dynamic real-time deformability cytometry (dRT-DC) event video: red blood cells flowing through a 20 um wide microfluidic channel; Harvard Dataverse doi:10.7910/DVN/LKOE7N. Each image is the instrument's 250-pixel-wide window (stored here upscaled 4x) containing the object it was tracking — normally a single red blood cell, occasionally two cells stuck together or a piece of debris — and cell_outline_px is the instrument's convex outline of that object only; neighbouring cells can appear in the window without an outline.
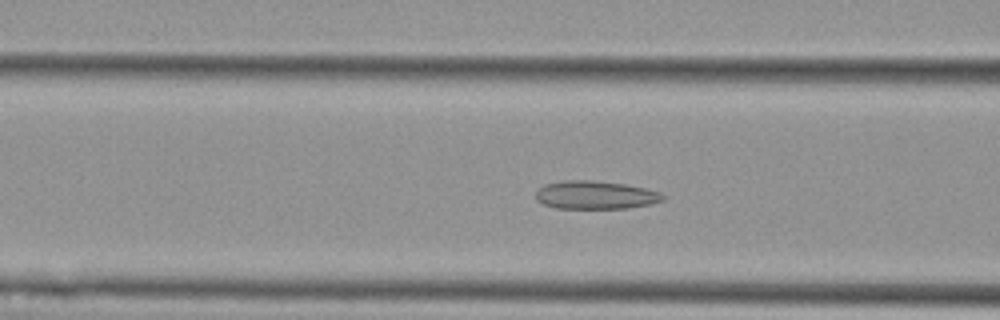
{"species": "Egyptian fruit bat (a non-hibernating species)", "species_latin": "Rousettus aegyptiacus", "temperature_condition": "cold", "stored_images_in_passage": 48, "camera_frame_rate_fps": 3000, "um_per_image_px": 0.085, "animal": {"sex": "female"}, "frame": {"image": 1, "passage_image": 19, "time_ms": 6.0, "image_size_px": [1000, 320], "cell_outline_px": [[664, 200], [648, 204], [628, 208], [556, 208], [544, 204], [536, 200], [536, 192], [544, 184], [564, 180], [592, 180], [624, 184], [644, 188], [660, 192], [664, 196]], "centroid_in_image_um": [50.58, 16.57], "position_along_channel_um": 116.0, "area_um2": 20.75}}
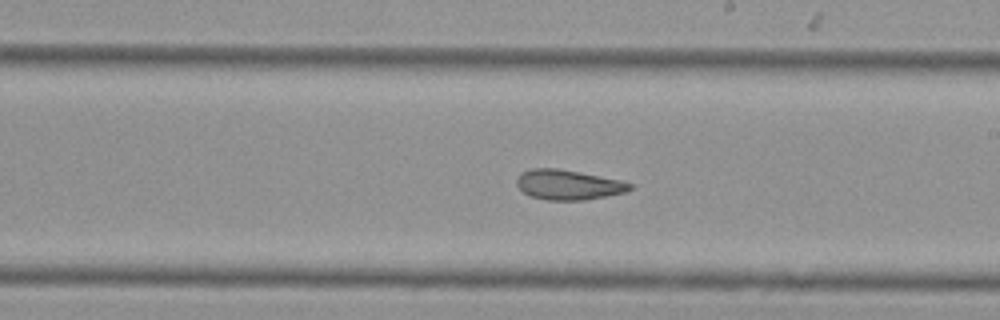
{"frame": {"image": 2, "passage_image": 29, "time_ms": 9.333, "image_size_px": [1000, 320], "cell_outline_px": [[632, 188], [624, 192], [604, 196], [580, 200], [548, 200], [532, 196], [524, 192], [516, 184], [516, 180], [520, 172], [532, 168], [556, 168], [580, 172], [620, 180], [632, 184]], "centroid_in_image_um": [48.26, 15.69], "position_along_channel_um": 240.7, "area_um2": 19.48}}
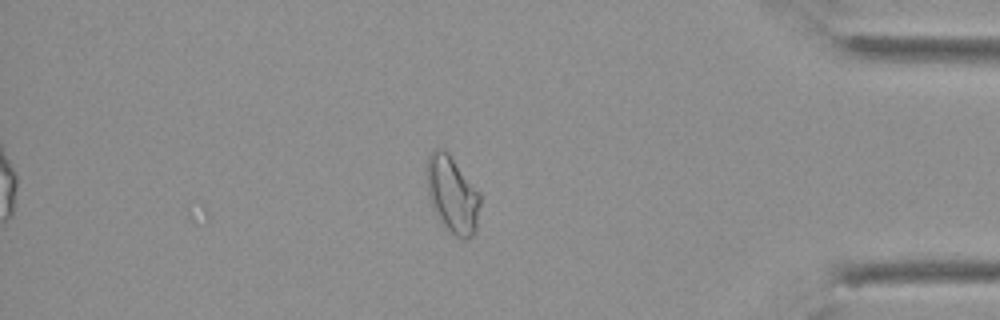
{"frame": {"image": 3, "passage_image": 44, "time_ms": 14.333, "image_size_px": [1000, 320], "cell_outline_px": [[480, 204], [476, 232], [472, 236], [464, 240], [448, 232], [432, 208], [428, 196], [428, 156], [436, 148], [440, 148], [452, 160], [480, 192]], "centroid_in_image_um": [38.47, 16.64], "position_along_channel_um": 396.7, "area_um2": 23.35}, "authors_computed_cell_mechanics": {"area_um2": 21.6461, "velocity_mm_per_s": 3.7537, "shape_relaxation_time_tau1_ms": null, "shape_relaxation_time_tau2_ms": 3.5056, "deformation_change_tau1": null, "deformation_change_tau2": 0.0709}}